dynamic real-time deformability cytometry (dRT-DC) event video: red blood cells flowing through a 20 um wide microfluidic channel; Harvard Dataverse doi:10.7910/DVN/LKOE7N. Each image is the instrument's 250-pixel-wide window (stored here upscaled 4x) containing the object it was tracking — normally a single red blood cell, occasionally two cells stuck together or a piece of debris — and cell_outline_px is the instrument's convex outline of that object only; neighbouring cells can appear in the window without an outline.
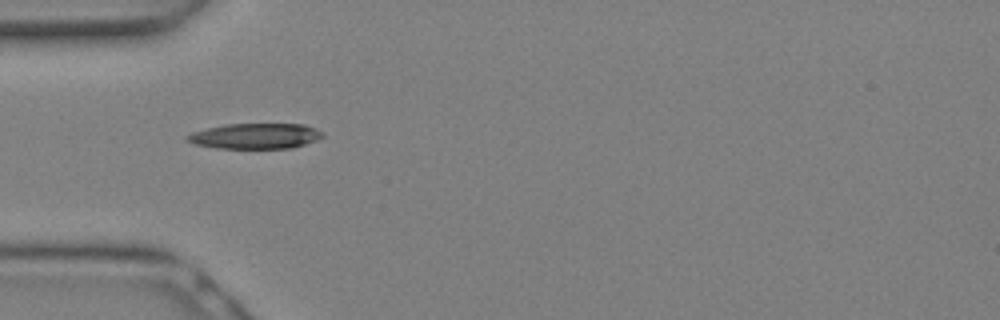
{"species": "Egyptian fruit bat (a non-hibernating species)", "species_latin": "Rousettus aegyptiacus", "temperature_condition": "warm", "stored_images_in_passage": 19, "camera_frame_rate_fps": 3000, "um_per_image_px": 0.085, "animal": {"sex": "female"}, "frame": {"image": 1, "passage_image": 1, "time_ms": 0.0, "image_size_px": [1000, 320], "cell_outline_px": [[324, 136], [316, 140], [292, 148], [216, 148], [196, 144], [184, 140], [184, 136], [192, 132], [208, 128], [228, 124], [304, 124], [316, 128], [324, 132]], "centroid_in_image_um": [21.71, 11.56], "position_along_channel_um": 63.3, "area_um2": 20.11}}
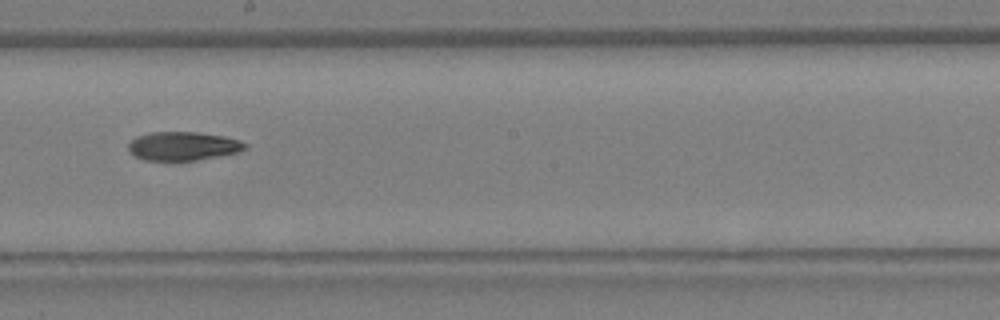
{"frame": {"image": 2, "passage_image": 8, "time_ms": 2.333, "image_size_px": [1000, 320], "cell_outline_px": [[248, 148], [236, 152], [196, 160], [144, 160], [132, 156], [128, 152], [128, 144], [136, 136], [152, 132], [196, 132], [224, 136], [240, 140], [248, 144]], "centroid_in_image_um": [15.52, 12.41], "position_along_channel_um": 232.7, "area_um2": 19.54}}
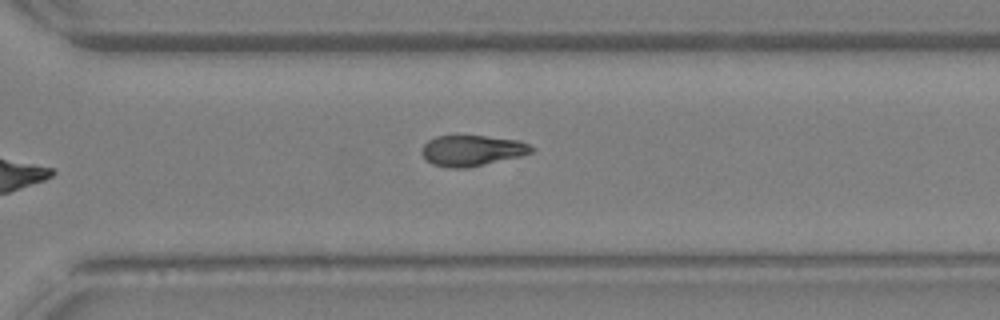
{"frame": {"image": 3, "passage_image": 12, "time_ms": 3.667, "image_size_px": [1000, 320], "cell_outline_px": [[536, 148], [532, 152], [520, 156], [468, 168], [448, 168], [432, 164], [420, 152], [424, 144], [428, 140], [436, 136], [456, 132], [520, 140]], "centroid_in_image_um": [40.09, 12.75], "position_along_channel_um": 330.5, "area_um2": 20.46}}